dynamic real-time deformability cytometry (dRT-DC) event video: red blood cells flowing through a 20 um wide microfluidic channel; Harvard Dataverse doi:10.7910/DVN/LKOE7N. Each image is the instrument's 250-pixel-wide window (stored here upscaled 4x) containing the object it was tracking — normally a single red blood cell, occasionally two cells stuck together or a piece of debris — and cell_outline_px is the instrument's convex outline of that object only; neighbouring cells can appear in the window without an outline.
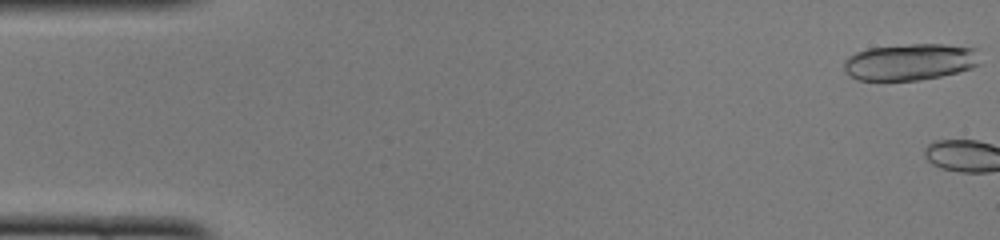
{"species": "common noctule bat (a hibernating species)", "species_latin": "Nyctalus noctula", "temperature_condition": "cold", "stored_images_in_passage": 3, "camera_frame_rate_fps": 3000, "um_per_image_px": 0.085, "animal": {"sex": "female", "body_mass_g": 22.0, "forearm_length_mm": 56.7}, "frame": {"image": 1, "passage_image": 1, "time_ms": 0.0, "image_size_px": [1000, 240], "cell_outline_px": [[980, 64], [972, 68], [940, 76], [916, 80], [856, 80], [848, 76], [844, 72], [844, 60], [848, 56], [856, 52], [868, 48], [908, 44], [944, 44], [976, 48]], "centroid_in_image_um": [77.32, 5.26], "position_along_channel_um": 7.7, "area_um2": 29.19}}